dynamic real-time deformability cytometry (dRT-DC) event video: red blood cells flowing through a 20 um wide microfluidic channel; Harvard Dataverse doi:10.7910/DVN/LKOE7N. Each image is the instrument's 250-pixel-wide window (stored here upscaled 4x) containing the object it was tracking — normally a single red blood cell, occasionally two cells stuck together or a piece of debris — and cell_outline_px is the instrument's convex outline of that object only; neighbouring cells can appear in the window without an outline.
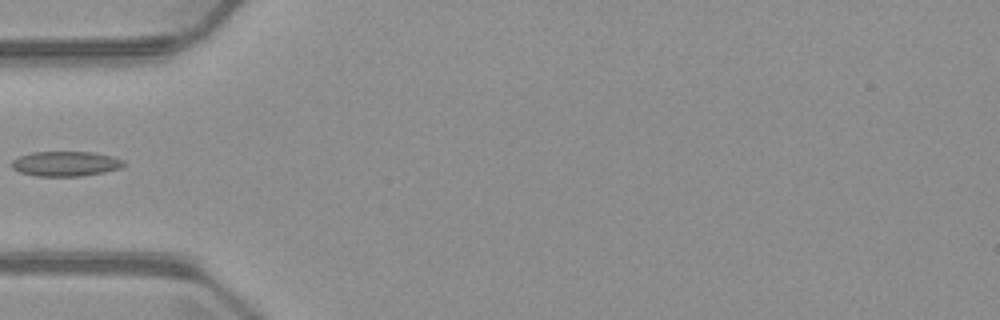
{"species": "common noctule bat (a hibernating species)", "species_latin": "Nyctalus noctula", "temperature_condition": "warm", "stored_images_in_passage": 5, "camera_frame_rate_fps": 3000, "um_per_image_px": 0.085, "animal": {"sex": "male", "body_mass_g": 23.1, "forearm_length_mm": 52.7}, "frame": {"image": 1, "passage_image": 5, "time_ms": 4.667, "image_size_px": [1000, 320], "cell_outline_px": [[124, 164], [120, 168], [104, 172], [80, 176], [36, 176], [20, 172], [12, 168], [12, 160], [20, 156], [32, 152], [92, 152], [112, 156], [124, 160]], "centroid_in_image_um": [5.57, 13.91], "position_along_channel_um": 79.4, "area_um2": 16.18}}